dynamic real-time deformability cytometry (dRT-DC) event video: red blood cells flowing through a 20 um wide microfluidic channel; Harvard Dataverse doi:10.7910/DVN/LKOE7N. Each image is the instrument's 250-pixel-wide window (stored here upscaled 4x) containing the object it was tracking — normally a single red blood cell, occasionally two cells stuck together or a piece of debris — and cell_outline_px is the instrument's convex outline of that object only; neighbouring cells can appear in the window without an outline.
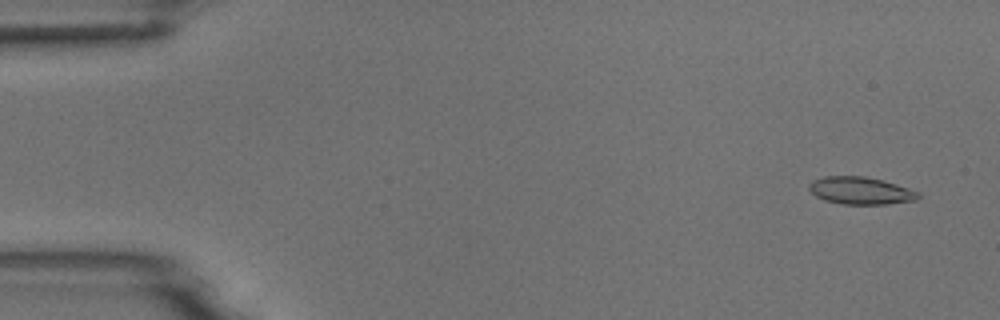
{"species": "common noctule bat (a hibernating species)", "species_latin": "Nyctalus noctula", "temperature_condition": "room temperature", "stored_images_in_passage": 4, "camera_frame_rate_fps": 3000, "um_per_image_px": 0.085, "animal": {"sex": "male", "body_mass_g": 18.8}, "frame": {"image": 1, "passage_image": 1, "time_ms": 0.0, "image_size_px": [1000, 320], "cell_outline_px": [[920, 196], [916, 200], [884, 204], [844, 204], [824, 200], [816, 196], [808, 188], [808, 184], [812, 180], [824, 176], [864, 176], [896, 184], [920, 192]], "centroid_in_image_um": [73.13, 16.2], "position_along_channel_um": 11.9, "area_um2": 17.34}}
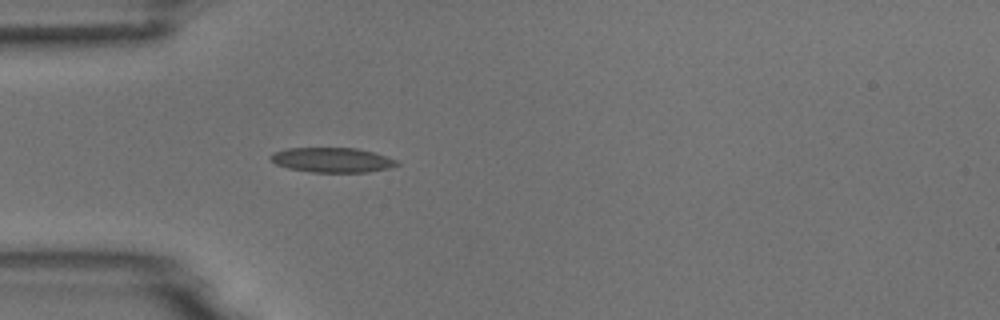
{"frame": {"image": 2, "passage_image": 4, "time_ms": 1.0, "image_size_px": [1000, 320], "cell_outline_px": [[400, 164], [388, 168], [368, 172], [312, 172], [288, 168], [276, 164], [268, 160], [268, 156], [272, 152], [288, 148], [356, 148], [376, 152], [396, 160]], "centroid_in_image_um": [28.19, 13.59], "position_along_channel_um": 56.8, "area_um2": 18.38}}